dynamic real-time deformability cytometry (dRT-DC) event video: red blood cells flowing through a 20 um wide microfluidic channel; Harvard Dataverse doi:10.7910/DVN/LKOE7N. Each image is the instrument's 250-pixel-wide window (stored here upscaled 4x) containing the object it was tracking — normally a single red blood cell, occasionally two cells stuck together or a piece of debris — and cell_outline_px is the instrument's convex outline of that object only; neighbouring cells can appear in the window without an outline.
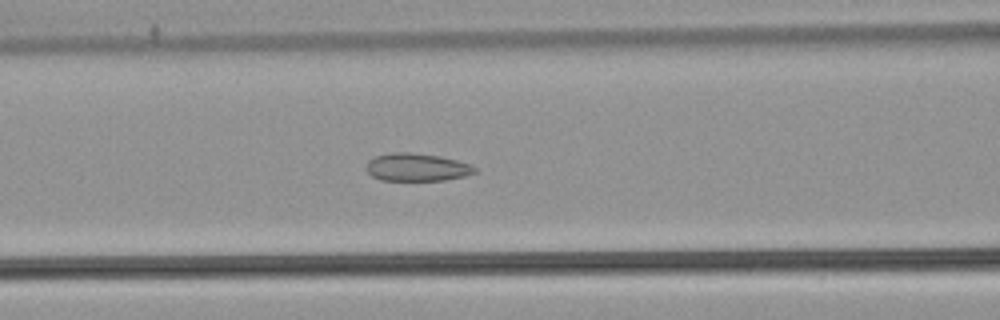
{"species": "common noctule bat (a hibernating species)", "species_latin": "Nyctalus noctula", "temperature_condition": "warm", "stored_images_in_passage": 53, "camera_frame_rate_fps": 3000, "um_per_image_px": 0.085, "animal": {"sex": "male", "body_mass_g": 21.5, "forearm_length_mm": 52.0}, "frame": {"image": 1, "passage_image": 23, "time_ms": 7.333, "image_size_px": [1000, 320], "cell_outline_px": [[476, 172], [464, 176], [444, 180], [380, 180], [372, 176], [364, 168], [368, 160], [376, 156], [392, 152], [408, 152], [440, 156], [472, 164], [476, 168]], "centroid_in_image_um": [35.41, 14.21], "position_along_channel_um": 131.2, "area_um2": 17.63}}
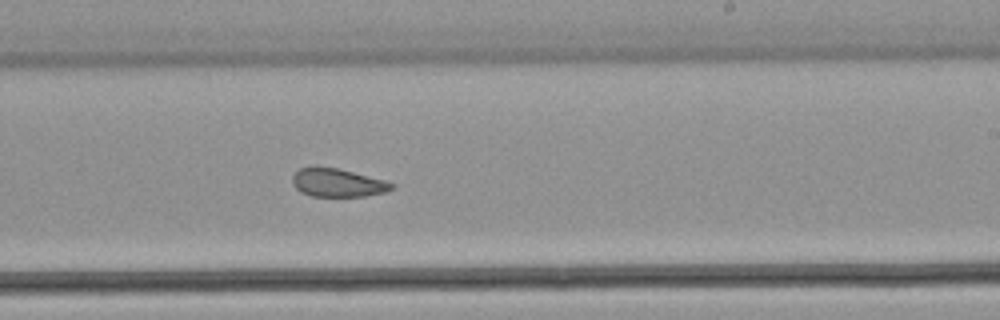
{"frame": {"image": 2, "passage_image": 33, "time_ms": 10.667, "image_size_px": [1000, 320], "cell_outline_px": [[396, 188], [384, 192], [364, 196], [312, 196], [300, 192], [292, 184], [292, 176], [300, 168], [312, 164], [316, 164], [336, 168], [384, 180], [396, 184]], "centroid_in_image_um": [28.65, 15.51], "position_along_channel_um": 260.3, "area_um2": 16.65}}
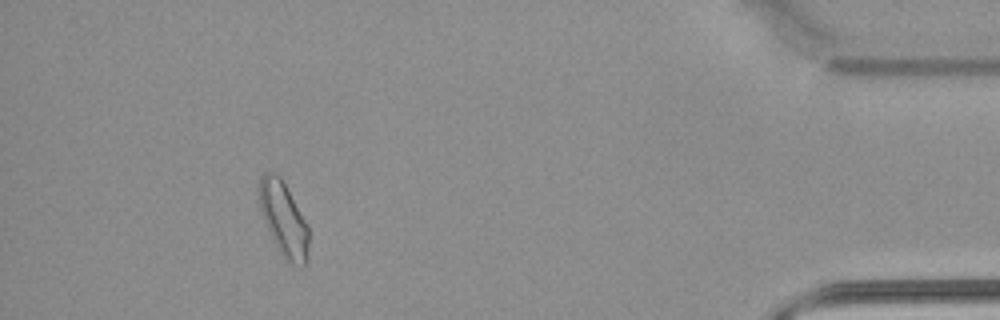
{"frame": {"image": 3, "passage_image": 49, "time_ms": 16.0, "image_size_px": [1000, 320], "cell_outline_px": [[308, 260], [304, 268], [300, 268], [284, 260], [264, 220], [260, 208], [260, 176], [268, 168], [276, 172], [280, 176], [308, 224]], "centroid_in_image_um": [24.14, 18.63], "position_along_channel_um": 411.1, "area_um2": 21.5}, "authors_computed_cell_mechanics": {"area_um2": 19.3052, "velocity_mm_per_s": 3.8879, "shape_relaxation_time_tau1_ms": null, "shape_relaxation_time_tau2_ms": 1.8876, "deformation_change_tau1": null, "deformation_change_tau2": 0.08}}